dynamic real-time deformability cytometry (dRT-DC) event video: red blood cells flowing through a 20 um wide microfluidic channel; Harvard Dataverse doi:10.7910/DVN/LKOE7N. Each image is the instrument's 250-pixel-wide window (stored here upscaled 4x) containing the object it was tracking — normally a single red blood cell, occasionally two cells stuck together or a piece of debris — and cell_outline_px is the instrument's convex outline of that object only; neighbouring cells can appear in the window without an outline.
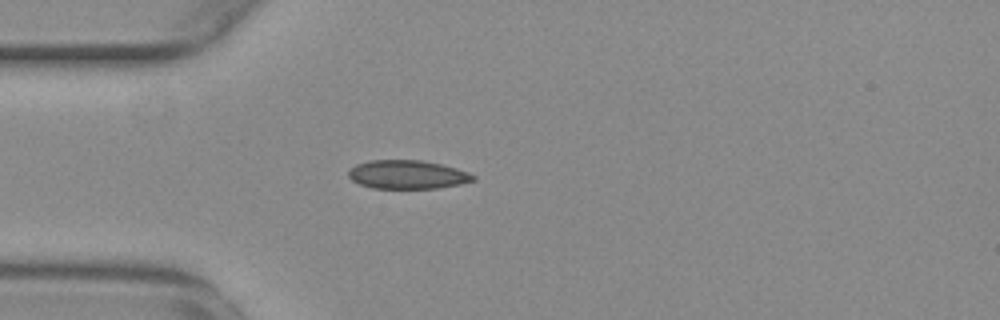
{"species": "common noctule bat (a hibernating species)", "species_latin": "Nyctalus noctula", "temperature_condition": "warm", "stored_images_in_passage": 35, "camera_frame_rate_fps": 3000, "um_per_image_px": 0.085, "animal": {"sex": "female", "body_mass_g": 29.2, "forearm_length_mm": 56.3}, "frame": {"image": 1, "passage_image": 1, "time_ms": 0.0, "image_size_px": [1000, 320], "cell_outline_px": [[476, 180], [460, 184], [436, 188], [372, 188], [360, 184], [352, 180], [348, 176], [348, 172], [356, 164], [372, 160], [424, 160], [456, 168], [468, 172], [476, 176]], "centroid_in_image_um": [34.65, 14.83], "position_along_channel_um": 50.4, "area_um2": 20.75}}
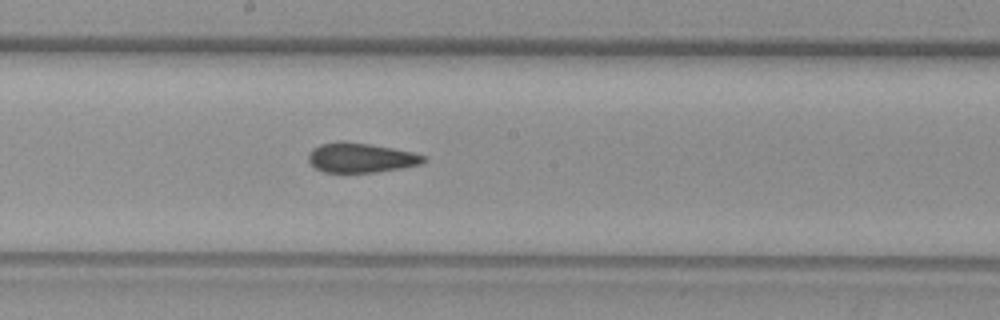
{"frame": {"image": 2, "passage_image": 15, "time_ms": 4.667, "image_size_px": [1000, 320], "cell_outline_px": [[428, 160], [420, 164], [404, 168], [376, 172], [324, 172], [316, 168], [308, 160], [308, 156], [312, 148], [320, 144], [368, 144], [392, 148], [412, 152], [424, 156]], "centroid_in_image_um": [30.72, 13.45], "position_along_channel_um": 217.5, "area_um2": 19.19}}
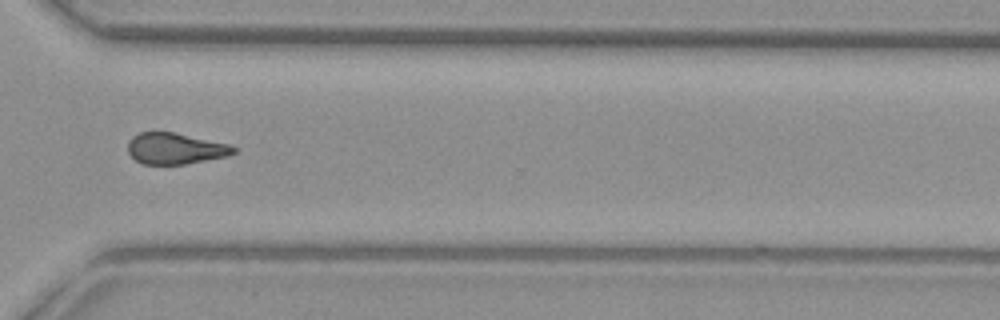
{"frame": {"image": 3, "passage_image": 26, "time_ms": 8.333, "image_size_px": [1000, 320], "cell_outline_px": [[236, 152], [228, 156], [184, 164], [140, 164], [128, 152], [128, 140], [132, 136], [140, 132], [176, 132], [232, 144], [236, 148]], "centroid_in_image_um": [14.92, 12.61], "position_along_channel_um": 355.7, "area_um2": 19.48}, "authors_computed_cell_mechanics": {"area_um2": 20.3456, "velocity_mm_per_s": 3.778, "shape_relaxation_time_tau1_ms": null, "shape_relaxation_time_tau2_ms": 2.2324, "deformation_change_tau1": null, "deformation_change_tau2": 0.0582}}